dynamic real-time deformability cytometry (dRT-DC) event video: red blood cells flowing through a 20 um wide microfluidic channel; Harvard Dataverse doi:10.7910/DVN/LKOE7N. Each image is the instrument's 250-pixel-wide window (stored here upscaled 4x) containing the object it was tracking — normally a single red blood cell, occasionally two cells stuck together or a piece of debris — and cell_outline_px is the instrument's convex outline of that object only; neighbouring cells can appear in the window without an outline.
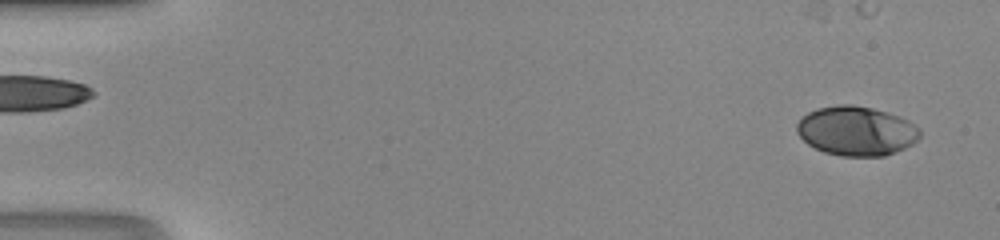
{"species": "human", "species_latin": "Homo sapiens", "temperature_condition": "room temperature", "stored_images_in_passage": 35, "camera_frame_rate_fps": 3000, "um_per_image_px": 0.085, "donor": {"sex": "male"}, "frame": {"image": 1, "passage_image": 2, "time_ms": 0.333, "image_size_px": [1000, 240], "cell_outline_px": [[920, 136], [912, 144], [904, 148], [884, 156], [840, 156], [824, 152], [808, 144], [796, 132], [796, 124], [808, 112], [816, 108], [836, 104], [852, 104], [872, 108], [888, 112], [900, 116], [908, 120], [920, 128]], "centroid_in_image_um": [72.79, 11.12], "position_along_channel_um": 12.2, "area_um2": 35.55}}
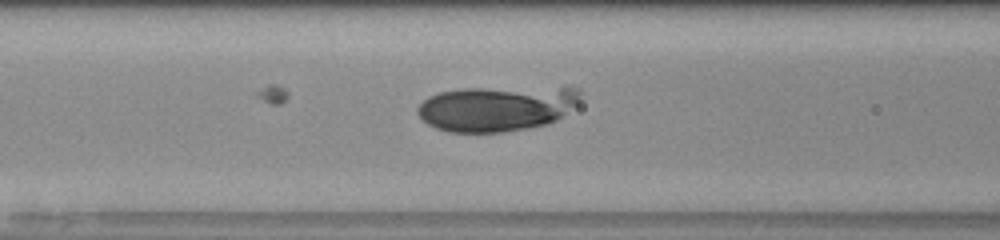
{"frame": {"image": 2, "passage_image": 20, "time_ms": 6.333, "image_size_px": [1000, 240], "cell_outline_px": [[580, 96], [576, 104], [556, 120], [544, 124], [528, 128], [504, 132], [448, 132], [436, 128], [428, 124], [416, 112], [416, 108], [428, 96], [440, 92], [464, 88], [580, 88]], "centroid_in_image_um": [42.16, 9.22], "position_along_channel_um": 124.4, "area_um2": 42.6}}
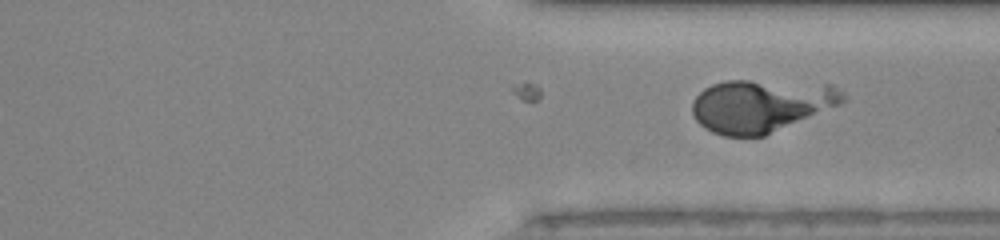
{"frame": {"image": 3, "passage_image": 35, "time_ms": 11.333, "image_size_px": [1000, 240], "cell_outline_px": [[844, 100], [840, 104], [764, 136], [724, 136], [712, 132], [704, 128], [696, 120], [692, 112], [692, 100], [704, 88], [712, 84], [724, 80], [748, 80], [832, 84], [844, 92]], "centroid_in_image_um": [64.66, 8.97], "position_along_channel_um": 346.7, "area_um2": 46.3}}